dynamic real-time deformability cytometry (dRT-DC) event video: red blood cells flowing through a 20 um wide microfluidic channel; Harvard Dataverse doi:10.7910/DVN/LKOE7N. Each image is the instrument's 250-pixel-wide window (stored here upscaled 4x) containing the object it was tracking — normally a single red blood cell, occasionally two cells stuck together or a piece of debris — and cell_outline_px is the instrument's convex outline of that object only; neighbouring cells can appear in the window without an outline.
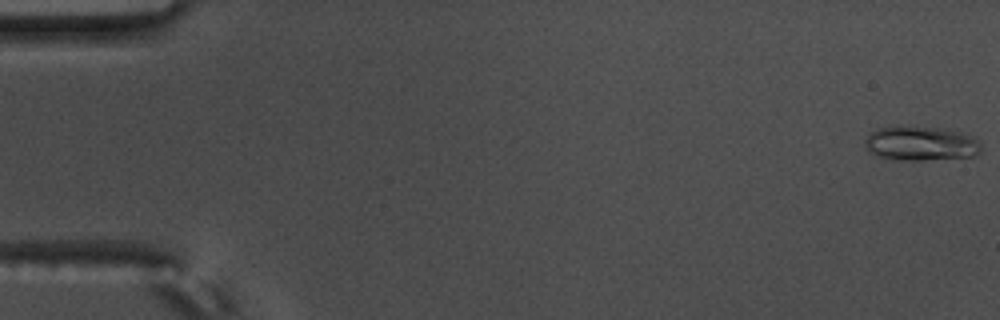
{"species": "common noctule bat (a hibernating species)", "species_latin": "Nyctalus noctula", "temperature_condition": "warm", "stored_images_in_passage": 58, "camera_frame_rate_fps": 3000, "um_per_image_px": 0.085, "animal": {"sex": "male", "body_mass_g": 17.5, "forearm_length_mm": 52.3}, "frame": {"image": 1, "passage_image": 1, "time_ms": 0.0, "image_size_px": [1000, 320], "cell_outline_px": [[980, 152], [976, 156], [924, 160], [892, 160], [876, 156], [868, 152], [864, 144], [864, 140], [872, 132], [880, 128], [900, 124], [940, 128], [960, 132], [976, 136], [980, 144]], "centroid_in_image_um": [78.25, 12.18], "position_along_channel_um": 6.8, "area_um2": 23.93}}
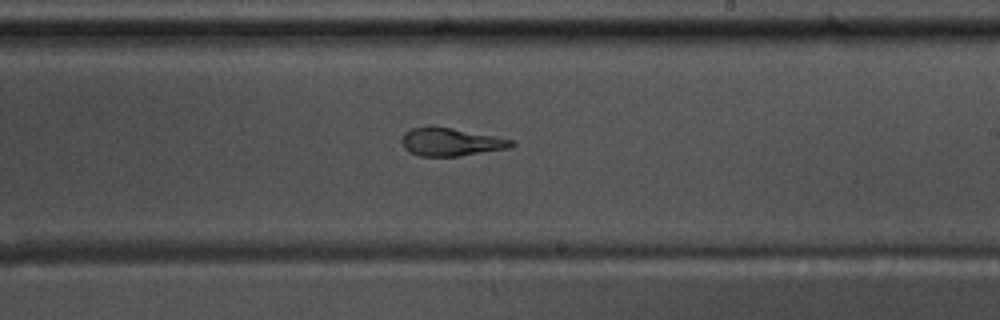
{"frame": {"image": 2, "passage_image": 35, "time_ms": 11.333, "image_size_px": [1000, 320], "cell_outline_px": [[516, 144], [508, 148], [460, 156], [420, 156], [408, 152], [404, 148], [400, 140], [404, 132], [412, 128], [448, 128], [492, 136], [512, 140]], "centroid_in_image_um": [38.27, 12.1], "position_along_channel_um": 250.7, "area_um2": 17.34}}
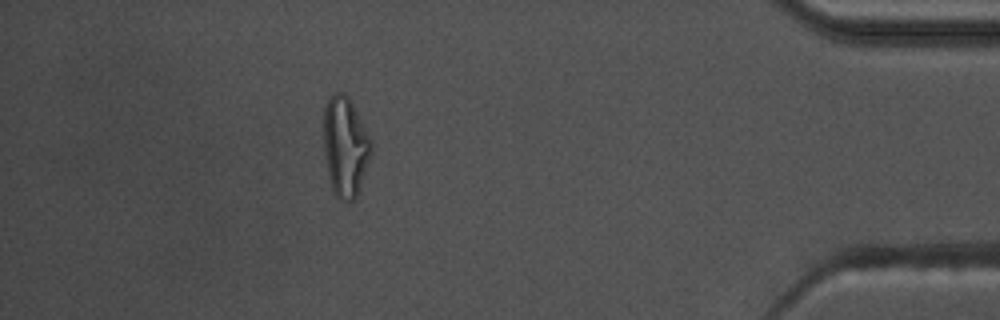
{"frame": {"image": 3, "passage_image": 52, "time_ms": 17.0, "image_size_px": [1000, 320], "cell_outline_px": [[372, 156], [356, 196], [352, 200], [340, 200], [336, 196], [332, 188], [328, 176], [324, 152], [324, 108], [328, 96], [332, 92], [340, 92], [348, 96], [364, 124], [372, 140]], "centroid_in_image_um": [29.35, 12.42], "position_along_channel_um": 405.8, "area_um2": 27.92}, "authors_computed_cell_mechanics": {"area_um2": 19.6809, "velocity_mm_per_s": 3.5727, "shape_relaxation_time_tau1_ms": 7.9654, "shape_relaxation_time_tau2_ms": 1.176, "deformation_change_tau1": 0.2763, "deformation_change_tau2": 0.1183}}